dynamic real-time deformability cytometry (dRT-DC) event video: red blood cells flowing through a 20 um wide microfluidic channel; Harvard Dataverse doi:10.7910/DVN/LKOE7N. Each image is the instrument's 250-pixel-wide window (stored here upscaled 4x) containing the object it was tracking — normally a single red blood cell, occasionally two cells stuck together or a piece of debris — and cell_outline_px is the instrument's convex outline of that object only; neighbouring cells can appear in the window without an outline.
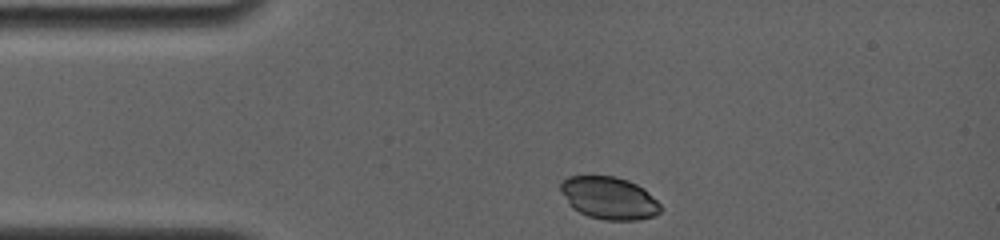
{"species": "common noctule bat (a hibernating species)", "species_latin": "Nyctalus noctula", "temperature_condition": "room temperature", "stored_images_in_passage": 6, "camera_frame_rate_fps": 4000, "um_per_image_px": 0.085, "animal": {"sex": "female", "body_mass_g": 19.0, "forearm_length_mm": 56.7}, "frame": {"image": 1, "passage_image": 1, "time_ms": 0.0, "image_size_px": [1000, 240], "cell_outline_px": [[664, 208], [660, 212], [652, 216], [636, 220], [604, 220], [588, 216], [572, 208], [568, 204], [560, 188], [560, 180], [568, 176], [616, 176], [628, 180], [644, 188]], "centroid_in_image_um": [51.76, 16.82], "position_along_channel_um": 33.2, "area_um2": 24.85}}
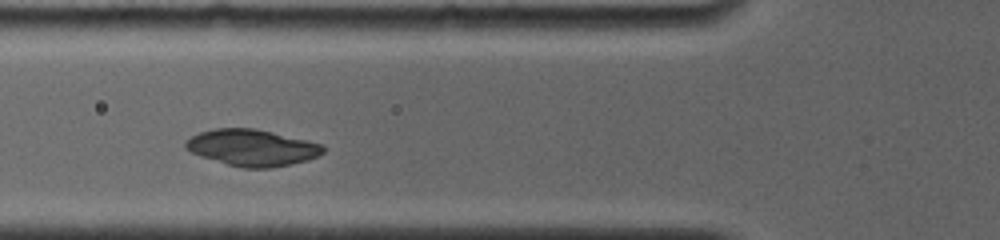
{"frame": {"image": 2, "passage_image": 4, "time_ms": 2.75, "image_size_px": [1000, 240], "cell_outline_px": [[324, 152], [320, 156], [308, 160], [268, 168], [240, 168], [200, 156], [184, 148], [184, 144], [192, 136], [200, 132], [216, 128], [256, 128], [308, 140], [324, 144]], "centroid_in_image_um": [21.46, 12.55], "position_along_channel_um": 104.3, "area_um2": 29.3}}
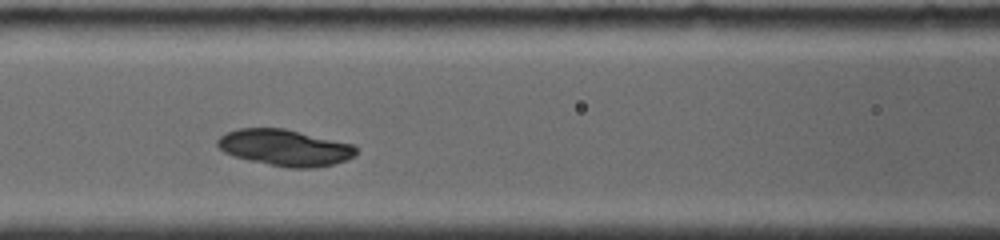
{"frame": {"image": 3, "passage_image": 5, "time_ms": 3.75, "image_size_px": [1000, 240], "cell_outline_px": [[356, 156], [348, 160], [332, 164], [312, 168], [288, 168], [248, 160], [224, 152], [216, 144], [216, 140], [224, 132], [236, 128], [284, 128], [356, 144]], "centroid_in_image_um": [24.23, 12.54], "position_along_channel_um": 142.4, "area_um2": 29.71}}